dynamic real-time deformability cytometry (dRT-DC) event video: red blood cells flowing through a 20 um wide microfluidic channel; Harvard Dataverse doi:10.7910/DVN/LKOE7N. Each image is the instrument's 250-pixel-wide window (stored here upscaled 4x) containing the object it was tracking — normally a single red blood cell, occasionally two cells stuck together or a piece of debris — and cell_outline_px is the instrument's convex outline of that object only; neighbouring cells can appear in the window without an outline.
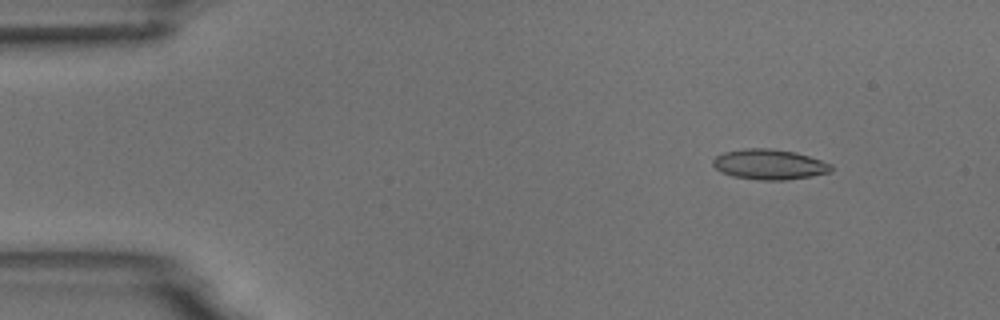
{"species": "common noctule bat (a hibernating species)", "species_latin": "Nyctalus noctula", "temperature_condition": "room temperature", "stored_images_in_passage": 8, "camera_frame_rate_fps": 3000, "um_per_image_px": 0.085, "animal": {"sex": "male", "body_mass_g": 18.8}, "frame": {"image": 1, "passage_image": 2, "time_ms": 1.0, "image_size_px": [1000, 320], "cell_outline_px": [[832, 172], [812, 176], [784, 180], [760, 180], [732, 176], [720, 172], [712, 164], [712, 160], [716, 156], [724, 152], [744, 148], [768, 148], [796, 152], [832, 164]], "centroid_in_image_um": [65.38, 13.97], "position_along_channel_um": 19.6, "area_um2": 20.92}}
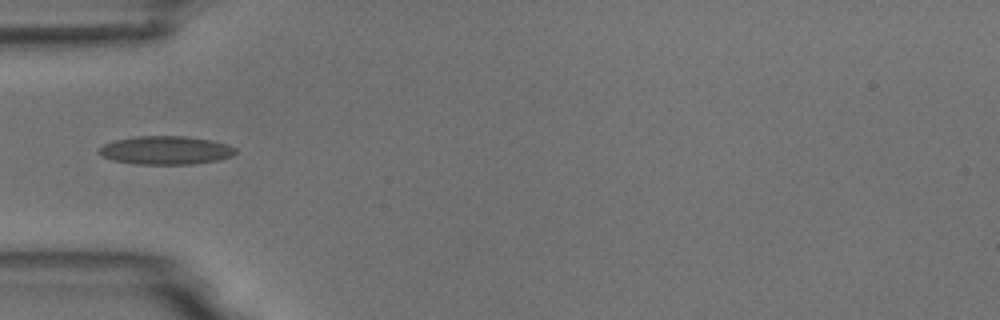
{"frame": {"image": 2, "passage_image": 5, "time_ms": 4.667, "image_size_px": [1000, 320], "cell_outline_px": [[236, 152], [232, 156], [216, 160], [192, 164], [136, 164], [112, 160], [100, 156], [96, 152], [104, 144], [116, 140], [136, 136], [184, 136], [212, 140], [228, 144], [236, 148]], "centroid_in_image_um": [14.07, 12.77], "position_along_channel_um": 70.9, "area_um2": 22.66}}